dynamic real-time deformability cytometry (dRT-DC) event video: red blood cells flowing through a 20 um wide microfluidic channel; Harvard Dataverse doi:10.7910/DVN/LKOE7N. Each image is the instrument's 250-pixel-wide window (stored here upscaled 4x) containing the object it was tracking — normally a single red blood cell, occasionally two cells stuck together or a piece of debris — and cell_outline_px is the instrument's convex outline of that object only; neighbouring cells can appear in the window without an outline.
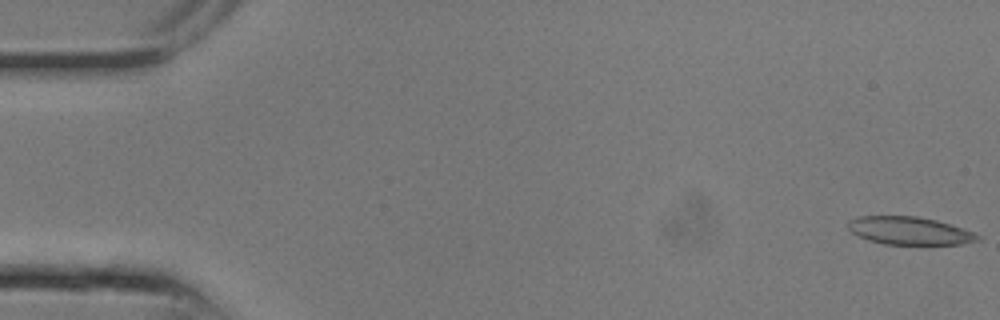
{"species": "common noctule bat (a hibernating species)", "species_latin": "Nyctalus noctula", "temperature_condition": "room temperature", "stored_images_in_passage": 8, "camera_frame_rate_fps": 3000, "um_per_image_px": 0.085, "animal": {"sex": "male", "body_mass_g": 13.3}, "frame": {"image": 1, "passage_image": 1, "time_ms": 0.0, "image_size_px": [1000, 320], "cell_outline_px": [[980, 240], [960, 244], [884, 244], [868, 240], [852, 232], [848, 228], [848, 220], [860, 216], [916, 216], [936, 220], [972, 232], [980, 236]], "centroid_in_image_um": [77.27, 19.61], "position_along_channel_um": 7.7, "area_um2": 20.75}}
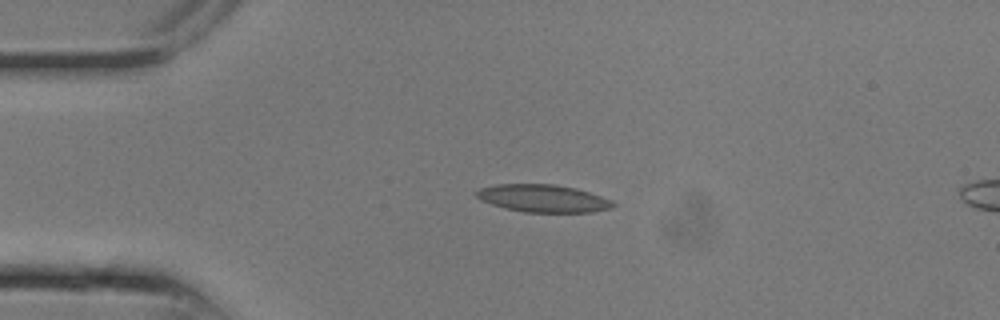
{"frame": {"image": 2, "passage_image": 6, "time_ms": 1.667, "image_size_px": [1000, 320], "cell_outline_px": [[616, 204], [612, 208], [592, 212], [524, 212], [504, 208], [480, 200], [472, 192], [480, 188], [496, 184], [556, 184], [576, 188], [612, 200]], "centroid_in_image_um": [46.13, 16.86], "position_along_channel_um": 38.9, "area_um2": 22.08}}